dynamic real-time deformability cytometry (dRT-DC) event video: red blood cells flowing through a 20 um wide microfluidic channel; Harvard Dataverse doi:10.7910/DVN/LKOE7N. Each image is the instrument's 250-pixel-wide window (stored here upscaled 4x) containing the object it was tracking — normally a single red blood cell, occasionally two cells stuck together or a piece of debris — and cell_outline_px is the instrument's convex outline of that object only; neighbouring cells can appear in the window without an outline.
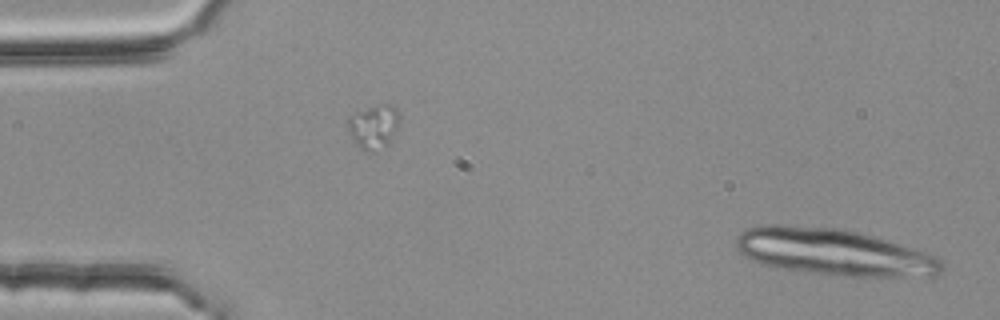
{"species": "common noctule bat (a hibernating species)", "species_latin": "Nyctalus noctula", "temperature_condition": "room temperature", "stored_images_in_passage": 4, "segment_of_instrument_passage": [2, 2], "camera_frame_rate_fps": 3000, "um_per_image_px": 0.085, "animal": {"sex": "female", "body_mass_g": 25.1}, "frame": {"image": 1, "passage_image": 4, "time_ms": 1.0, "image_size_px": [1000, 320], "cell_outline_px": [[944, 268], [936, 276], [844, 276], [784, 268], [760, 264], [736, 252], [736, 236], [744, 228], [756, 224], [784, 224], [840, 228], [888, 240], [928, 252], [944, 260]], "centroid_in_image_um": [70.84, 21.4], "position_along_channel_um": 14.2, "area_um2": 56.36}}